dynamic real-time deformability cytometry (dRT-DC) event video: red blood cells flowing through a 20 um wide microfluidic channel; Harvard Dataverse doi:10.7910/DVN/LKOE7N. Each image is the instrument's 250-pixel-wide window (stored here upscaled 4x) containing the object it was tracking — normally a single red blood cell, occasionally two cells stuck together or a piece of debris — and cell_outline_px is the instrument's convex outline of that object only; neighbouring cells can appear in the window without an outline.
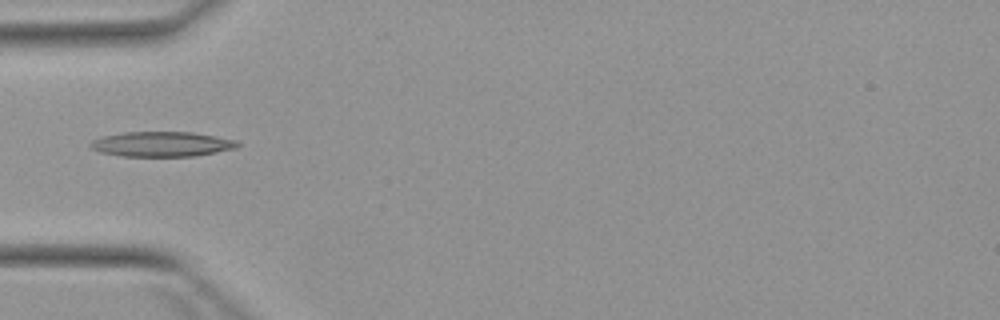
{"species": "Egyptian fruit bat (a non-hibernating species)", "species_latin": "Rousettus aegyptiacus", "temperature_condition": "warm", "stored_images_in_passage": 5, "camera_frame_rate_fps": 3000, "um_per_image_px": 0.085, "animal": {"sex": "female"}, "frame": {"image": 1, "passage_image": 5, "time_ms": 4.667, "image_size_px": [1000, 320], "cell_outline_px": [[240, 144], [236, 148], [196, 156], [120, 156], [100, 152], [92, 148], [88, 144], [92, 140], [100, 136], [124, 132], [192, 132], [236, 140]], "centroid_in_image_um": [13.71, 12.25], "position_along_channel_um": 71.3, "area_um2": 21.44}}